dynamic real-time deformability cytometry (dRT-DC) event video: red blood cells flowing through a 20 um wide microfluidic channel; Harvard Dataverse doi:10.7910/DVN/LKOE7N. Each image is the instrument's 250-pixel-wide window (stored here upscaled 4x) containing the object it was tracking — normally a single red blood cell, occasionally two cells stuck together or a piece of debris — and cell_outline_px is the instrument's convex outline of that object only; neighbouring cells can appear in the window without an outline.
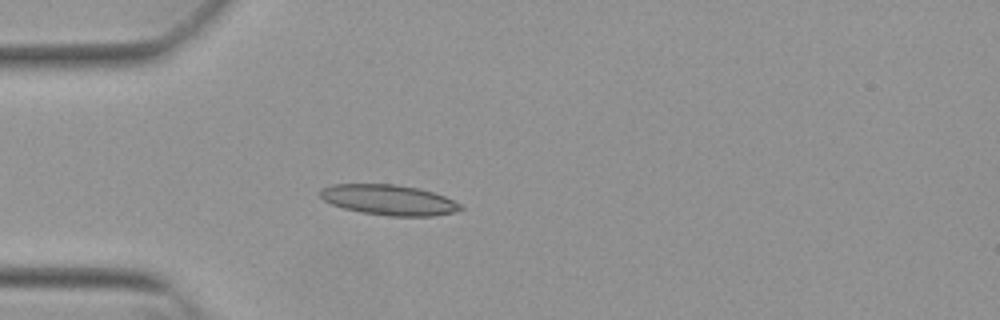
{"species": "Egyptian fruit bat (a non-hibernating species)", "species_latin": "Rousettus aegyptiacus", "temperature_condition": "warm", "stored_images_in_passage": 40, "camera_frame_rate_fps": 3000, "um_per_image_px": 0.085, "animal": {"sex": "female"}, "frame": {"image": 1, "passage_image": 2, "time_ms": 0.333, "image_size_px": [1000, 320], "cell_outline_px": [[464, 208], [452, 212], [432, 216], [388, 216], [360, 212], [344, 208], [332, 204], [324, 200], [320, 196], [320, 188], [332, 184], [396, 184], [420, 188], [444, 196], [460, 204]], "centroid_in_image_um": [33.02, 16.98], "position_along_channel_um": 52.0, "area_um2": 24.8}}
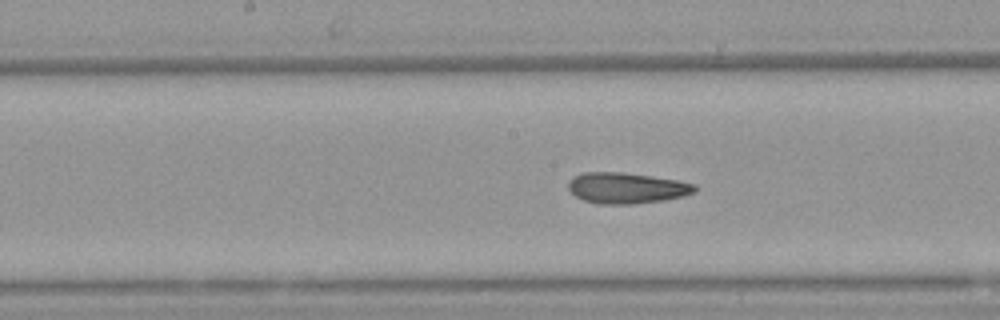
{"frame": {"image": 2, "passage_image": 14, "time_ms": 4.333, "image_size_px": [1000, 320], "cell_outline_px": [[696, 192], [684, 196], [664, 200], [636, 204], [600, 204], [584, 200], [576, 196], [568, 188], [568, 180], [584, 172], [620, 172], [652, 176], [680, 180], [696, 184]], "centroid_in_image_um": [53.3, 15.98], "position_along_channel_um": 194.9, "area_um2": 22.89}}
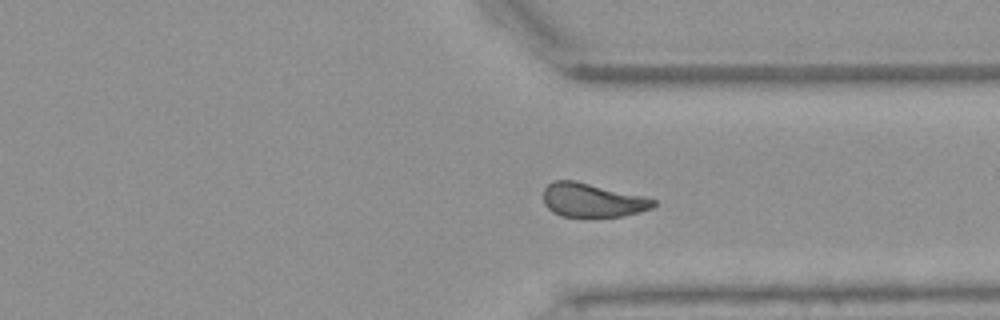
{"frame": {"image": 3, "passage_image": 27, "time_ms": 8.667, "image_size_px": [1000, 320], "cell_outline_px": [[656, 204], [652, 208], [640, 212], [624, 216], [560, 216], [552, 212], [544, 204], [544, 188], [552, 180], [576, 180], [644, 196], [656, 200]], "centroid_in_image_um": [50.34, 17.0], "position_along_channel_um": 361.1, "area_um2": 21.79}, "authors_computed_cell_mechanics": {"area_um2": 22.3686, "velocity_mm_per_s": 3.8397, "shape_relaxation_time_tau1_ms": null, "shape_relaxation_time_tau2_ms": 3.5051, "deformation_change_tau1": null, "deformation_change_tau2": 0.1089}}